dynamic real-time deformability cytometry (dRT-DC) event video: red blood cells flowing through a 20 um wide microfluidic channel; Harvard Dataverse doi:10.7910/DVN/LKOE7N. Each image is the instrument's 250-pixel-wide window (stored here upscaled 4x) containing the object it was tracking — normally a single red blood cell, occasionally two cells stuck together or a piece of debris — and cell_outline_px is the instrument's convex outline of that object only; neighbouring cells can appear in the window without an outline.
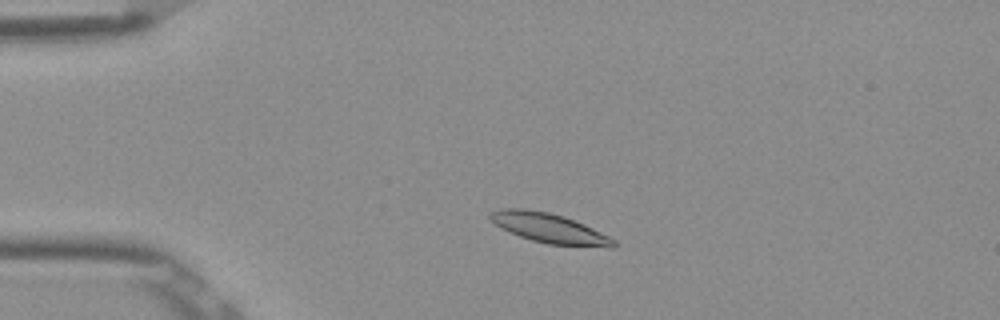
{"species": "Egyptian fruit bat (a non-hibernating species)", "species_latin": "Rousettus aegyptiacus", "temperature_condition": "room temperature", "stored_images_in_passage": 49, "camera_frame_rate_fps": 3000, "um_per_image_px": 0.085, "frame": {"image": 1, "passage_image": 8, "time_ms": 2.333, "image_size_px": [1000, 320], "cell_outline_px": [[616, 248], [608, 248], [548, 244], [532, 240], [520, 236], [500, 228], [488, 216], [492, 212], [500, 208], [524, 208], [548, 212], [584, 224], [616, 240]], "centroid_in_image_um": [46.71, 19.41], "position_along_channel_um": 38.3, "area_um2": 21.21}}
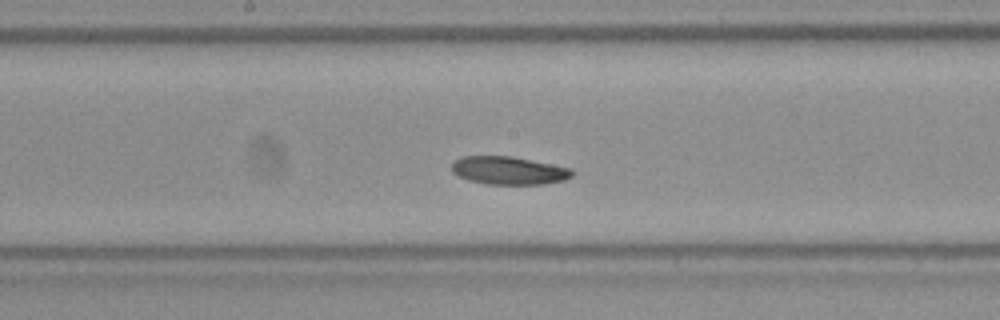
{"frame": {"image": 2, "passage_image": 24, "time_ms": 7.667, "image_size_px": [1000, 320], "cell_outline_px": [[572, 176], [564, 180], [544, 184], [488, 184], [468, 180], [452, 172], [452, 164], [460, 156], [512, 156], [572, 168]], "centroid_in_image_um": [43.25, 14.49], "position_along_channel_um": 205.0, "area_um2": 19.59}}
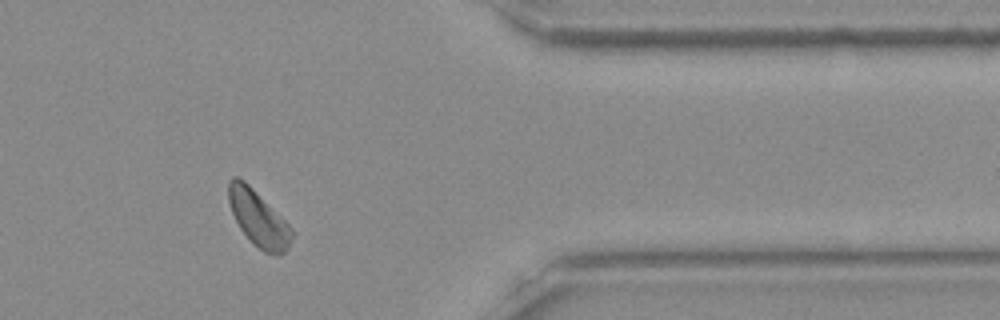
{"frame": {"image": 3, "passage_image": 40, "time_ms": 13.0, "image_size_px": [1000, 320], "cell_outline_px": [[292, 236], [284, 252], [280, 256], [264, 252], [252, 244], [240, 228], [232, 212], [228, 200], [228, 180], [232, 176], [236, 176], [244, 180], [288, 224], [292, 232]], "centroid_in_image_um": [21.91, 18.57], "position_along_channel_um": 389.5, "area_um2": 20.11}}